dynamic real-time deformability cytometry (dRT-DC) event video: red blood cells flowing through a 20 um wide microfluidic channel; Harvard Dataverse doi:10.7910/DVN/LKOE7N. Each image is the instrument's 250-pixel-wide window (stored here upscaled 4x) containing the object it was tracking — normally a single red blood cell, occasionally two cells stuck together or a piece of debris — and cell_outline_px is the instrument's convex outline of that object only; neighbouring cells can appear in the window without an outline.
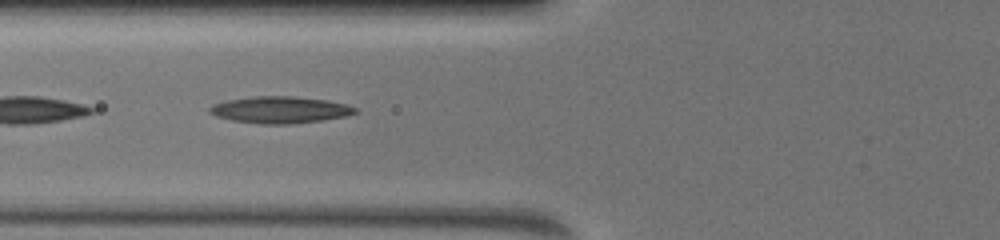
{"species": "common noctule bat (a hibernating species)", "species_latin": "Nyctalus noctula", "temperature_condition": "warm", "stored_images_in_passage": 6, "camera_frame_rate_fps": 3000, "um_per_image_px": 0.085, "animal": {"sex": "female", "body_mass_g": 19.5, "forearm_length_mm": 54.1}, "frame": {"image": 1, "passage_image": 5, "time_ms": 1.0, "image_size_px": [1000, 240], "cell_outline_px": [[360, 112], [348, 116], [320, 120], [288, 124], [260, 124], [232, 120], [216, 116], [208, 112], [208, 108], [212, 104], [228, 100], [252, 96], [292, 96], [328, 100], [344, 104], [356, 108]], "centroid_in_image_um": [23.8, 9.33], "position_along_channel_um": 102.0, "area_um2": 22.72}}